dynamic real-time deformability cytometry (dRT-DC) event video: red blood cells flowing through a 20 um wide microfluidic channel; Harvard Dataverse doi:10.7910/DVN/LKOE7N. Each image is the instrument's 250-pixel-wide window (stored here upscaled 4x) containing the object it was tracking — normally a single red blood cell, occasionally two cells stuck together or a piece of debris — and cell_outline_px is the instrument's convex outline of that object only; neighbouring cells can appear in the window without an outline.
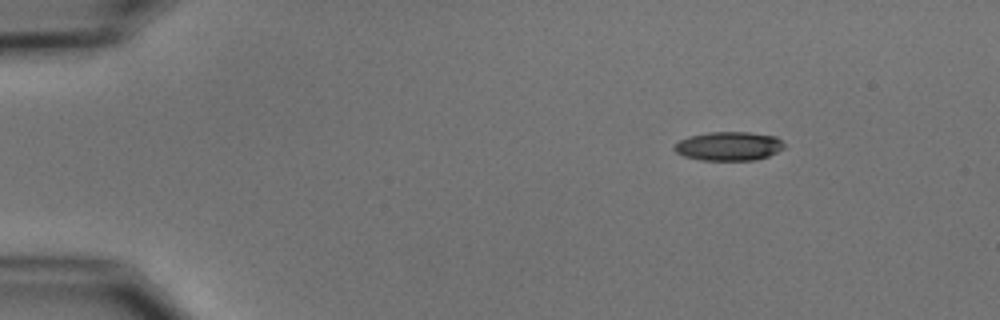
{"species": "common noctule bat (a hibernating species)", "species_latin": "Nyctalus noctula", "temperature_condition": "cold", "stored_images_in_passage": 6, "camera_frame_rate_fps": 3000, "um_per_image_px": 0.085, "animal": {"sex": "male", "body_mass_g": 15.6}, "frame": {"image": 1, "passage_image": 1, "time_ms": 0.0, "image_size_px": [1000, 320], "cell_outline_px": [[784, 148], [768, 156], [756, 160], [700, 160], [684, 156], [676, 152], [672, 148], [680, 140], [688, 136], [708, 132], [748, 132], [776, 136], [784, 144]], "centroid_in_image_um": [61.93, 12.42], "position_along_channel_um": 23.1, "area_um2": 18.5}}
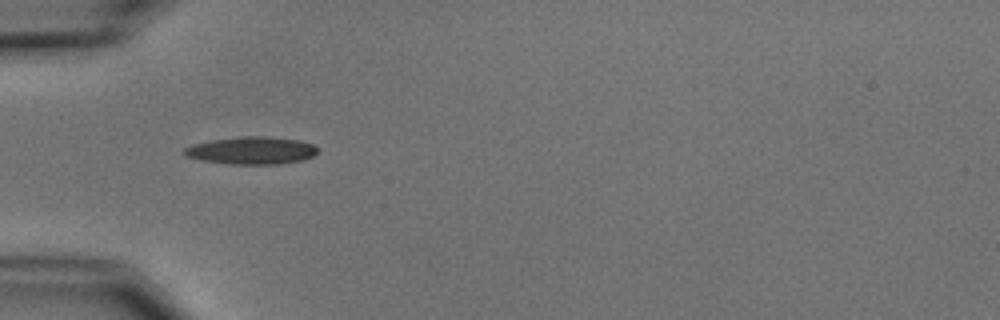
{"frame": {"image": 2, "passage_image": 4, "time_ms": 3.333, "image_size_px": [1000, 320], "cell_outline_px": [[320, 148], [312, 156], [304, 160], [280, 164], [232, 164], [200, 160], [184, 156], [184, 148], [192, 144], [212, 140], [240, 136], [272, 136], [300, 140], [312, 144]], "centroid_in_image_um": [21.4, 12.78], "position_along_channel_um": 63.6, "area_um2": 21.62}}